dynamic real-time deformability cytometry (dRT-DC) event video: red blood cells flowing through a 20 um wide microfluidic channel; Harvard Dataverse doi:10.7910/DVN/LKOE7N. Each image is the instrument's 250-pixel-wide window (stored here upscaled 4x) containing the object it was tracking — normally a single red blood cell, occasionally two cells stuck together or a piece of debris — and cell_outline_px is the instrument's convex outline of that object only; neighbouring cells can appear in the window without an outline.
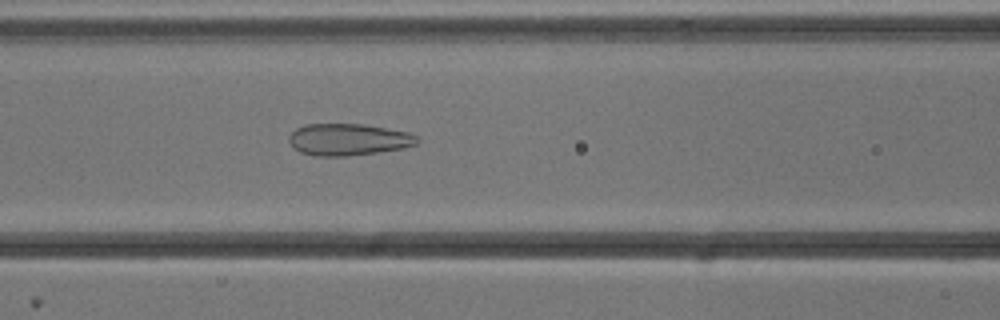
{"species": "common noctule bat (a hibernating species)", "species_latin": "Nyctalus noctula", "temperature_condition": "cold", "stored_images_in_passage": 53, "camera_frame_rate_fps": 3000, "um_per_image_px": 0.085, "animal": {"sex": "male", "body_mass_g": 13.3}, "frame": {"image": 1, "passage_image": 22, "time_ms": 7.0, "image_size_px": [1000, 320], "cell_outline_px": [[420, 140], [416, 144], [404, 148], [348, 156], [316, 156], [300, 152], [292, 148], [288, 140], [288, 136], [296, 128], [304, 124], [364, 124], [408, 132], [420, 136]], "centroid_in_image_um": [29.6, 11.86], "position_along_channel_um": 137.0, "area_um2": 23.99}}
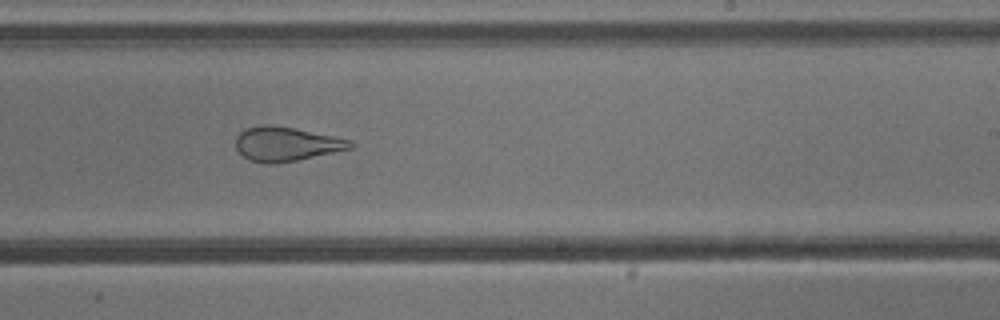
{"frame": {"image": 2, "passage_image": 32, "time_ms": 10.333, "image_size_px": [1000, 320], "cell_outline_px": [[352, 148], [296, 160], [272, 164], [264, 164], [248, 160], [236, 148], [236, 136], [244, 128], [264, 124], [292, 128], [352, 140]], "centroid_in_image_um": [24.27, 12.24], "position_along_channel_um": 264.7, "area_um2": 22.54}}
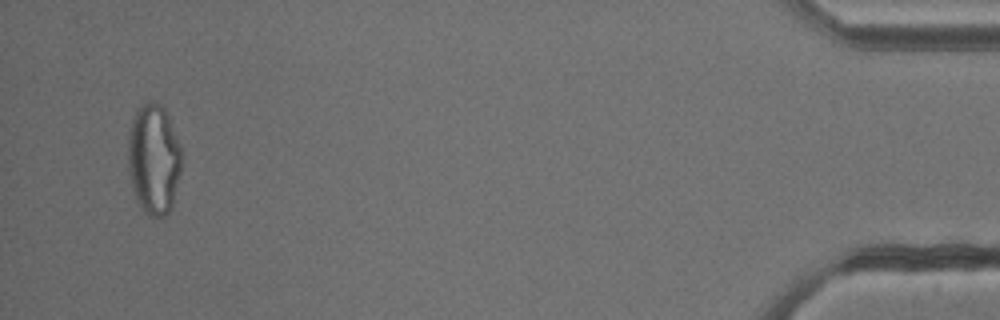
{"frame": {"image": 3, "passage_image": 51, "time_ms": 16.667, "image_size_px": [1000, 320], "cell_outline_px": [[180, 172], [172, 204], [168, 212], [164, 216], [148, 216], [140, 204], [132, 188], [128, 168], [128, 136], [132, 120], [136, 108], [140, 104], [148, 100], [152, 100], [160, 104], [164, 108], [168, 116], [180, 148]], "centroid_in_image_um": [13.04, 13.48], "position_along_channel_um": 422.2, "area_um2": 34.16}}